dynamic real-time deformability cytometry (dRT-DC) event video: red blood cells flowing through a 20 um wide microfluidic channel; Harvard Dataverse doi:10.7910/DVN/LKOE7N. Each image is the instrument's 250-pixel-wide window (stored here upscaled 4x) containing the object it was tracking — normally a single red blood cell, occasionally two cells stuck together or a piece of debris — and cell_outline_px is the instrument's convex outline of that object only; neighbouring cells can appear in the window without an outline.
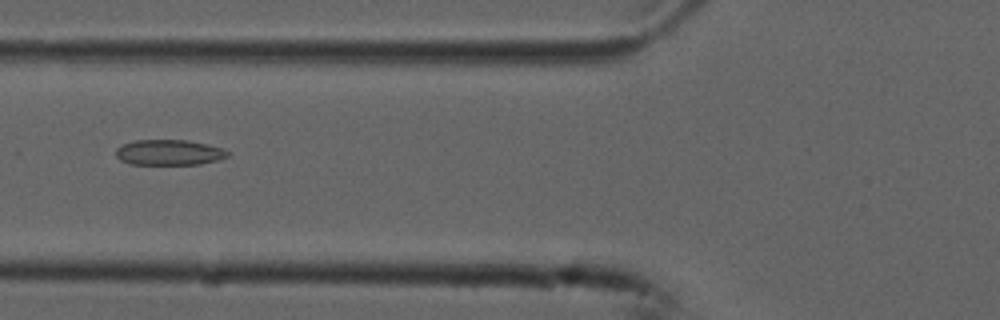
{"species": "common noctule bat (a hibernating species)", "species_latin": "Nyctalus noctula", "temperature_condition": "cold", "stored_images_in_passage": 10, "camera_frame_rate_fps": 3000, "um_per_image_px": 0.085, "animal": {"sex": "male", "forearm_length_mm": 52.5}, "frame": {"image": 1, "passage_image": 5, "time_ms": 1.333, "image_size_px": [1000, 320], "cell_outline_px": [[228, 156], [216, 160], [200, 164], [128, 164], [120, 160], [116, 156], [116, 148], [124, 144], [136, 140], [188, 140], [208, 144], [220, 148], [228, 152]], "centroid_in_image_um": [14.33, 12.95], "position_along_channel_um": 111.5, "area_um2": 16.47}}
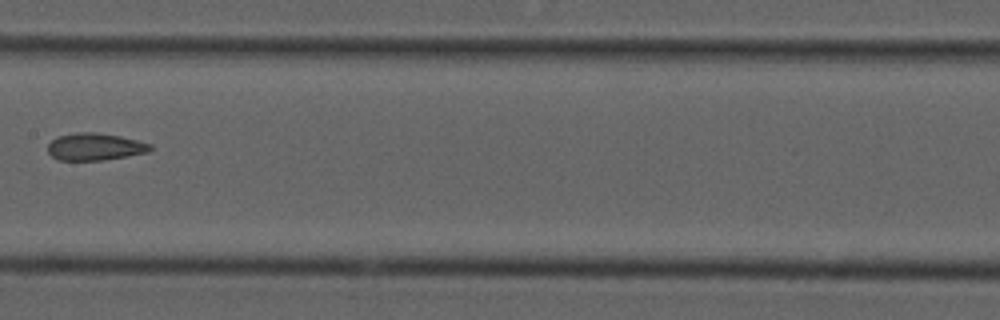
{"frame": {"image": 2, "passage_image": 7, "time_ms": 2.0, "image_size_px": [1000, 320], "cell_outline_px": [[152, 148], [148, 152], [128, 156], [104, 160], [60, 160], [52, 156], [48, 152], [48, 144], [52, 140], [60, 136], [76, 132], [96, 132], [120, 136], [152, 144]], "centroid_in_image_um": [8.08, 12.47], "position_along_channel_um": 199.3, "area_um2": 16.18}}
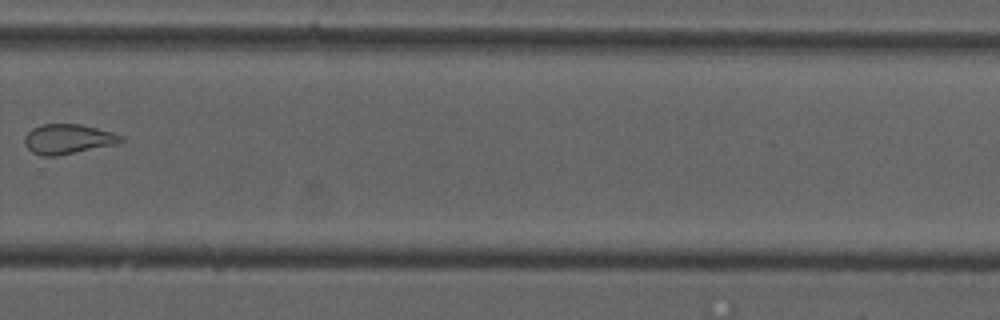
{"frame": {"image": 3, "passage_image": 10, "time_ms": 3.0, "image_size_px": [1000, 320], "cell_outline_px": [[124, 140], [116, 144], [56, 156], [40, 156], [32, 152], [24, 144], [24, 136], [32, 128], [44, 124], [80, 124], [112, 132], [124, 136]], "centroid_in_image_um": [5.76, 11.82], "position_along_channel_um": 324.0, "area_um2": 16.7}}